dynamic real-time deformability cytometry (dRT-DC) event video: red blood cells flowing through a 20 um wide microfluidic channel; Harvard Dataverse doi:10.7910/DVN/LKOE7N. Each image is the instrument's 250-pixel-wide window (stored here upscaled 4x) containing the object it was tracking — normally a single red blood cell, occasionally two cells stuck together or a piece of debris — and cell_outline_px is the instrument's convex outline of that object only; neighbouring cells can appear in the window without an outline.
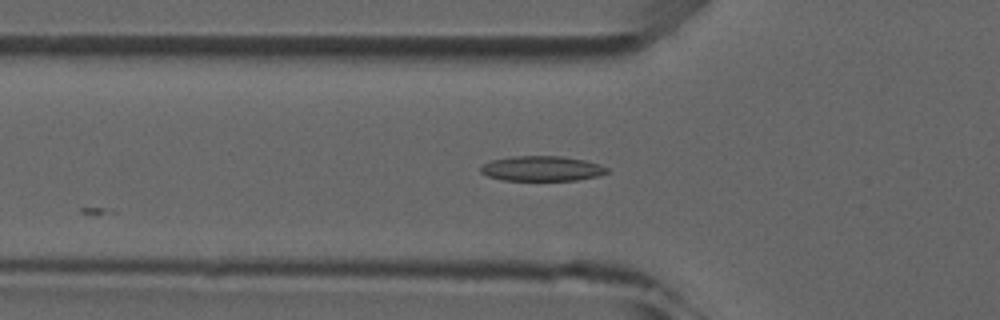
{"species": "common noctule bat (a hibernating species)", "species_latin": "Nyctalus noctula", "temperature_condition": "room temperature", "stored_images_in_passage": 6, "camera_frame_rate_fps": 3000, "um_per_image_px": 0.085, "animal": {"sex": "male", "forearm_length_mm": 52.5}, "frame": {"image": 1, "passage_image": 6, "time_ms": 6.0, "image_size_px": [1000, 320], "cell_outline_px": [[608, 172], [600, 176], [576, 180], [500, 180], [488, 176], [480, 172], [480, 168], [484, 164], [492, 160], [512, 156], [560, 156], [584, 160], [600, 164], [608, 168]], "centroid_in_image_um": [46.07, 14.33], "position_along_channel_um": 79.7, "area_um2": 18.44}}